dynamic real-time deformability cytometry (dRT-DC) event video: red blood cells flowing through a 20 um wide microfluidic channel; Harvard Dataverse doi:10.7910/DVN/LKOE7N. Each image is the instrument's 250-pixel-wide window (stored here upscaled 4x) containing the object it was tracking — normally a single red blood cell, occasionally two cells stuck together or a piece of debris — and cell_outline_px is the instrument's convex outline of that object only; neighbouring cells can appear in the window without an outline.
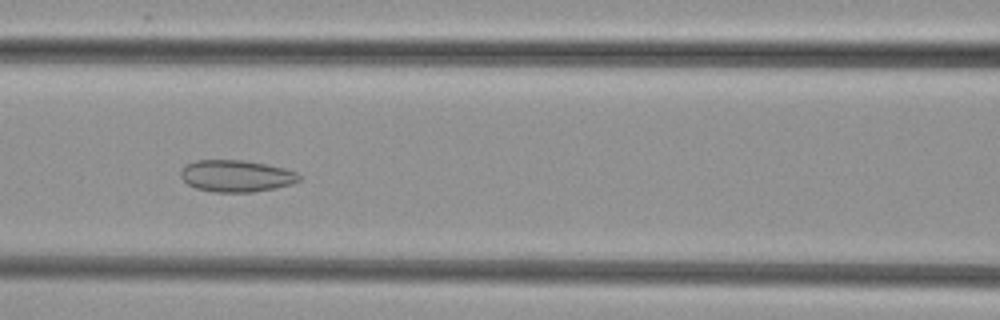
{"species": "common noctule bat (a hibernating species)", "species_latin": "Nyctalus noctula", "temperature_condition": "cold", "stored_images_in_passage": 48, "camera_frame_rate_fps": 3000, "um_per_image_px": 0.085, "animal": {"sex": "female", "body_mass_g": 29.2, "forearm_length_mm": 56.3}, "frame": {"image": 1, "passage_image": 22, "time_ms": 7.0, "image_size_px": [1000, 320], "cell_outline_px": [[300, 180], [292, 184], [276, 188], [252, 192], [216, 192], [196, 188], [188, 184], [180, 176], [180, 172], [188, 164], [196, 160], [244, 160], [284, 168], [296, 172], [300, 176]], "centroid_in_image_um": [20.1, 14.96], "position_along_channel_um": 146.5, "area_um2": 21.79}}
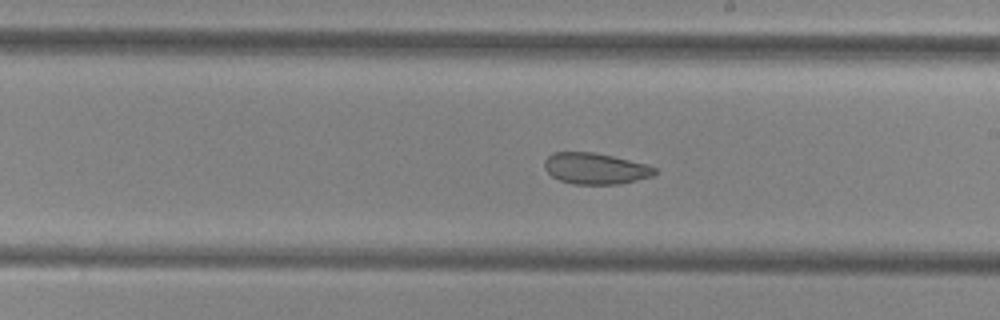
{"frame": {"image": 2, "passage_image": 29, "time_ms": 9.333, "image_size_px": [1000, 320], "cell_outline_px": [[656, 172], [652, 176], [620, 184], [572, 184], [560, 180], [552, 176], [544, 168], [544, 160], [552, 152], [596, 152], [648, 164], [656, 168]], "centroid_in_image_um": [50.6, 14.31], "position_along_channel_um": 238.4, "area_um2": 20.17}}
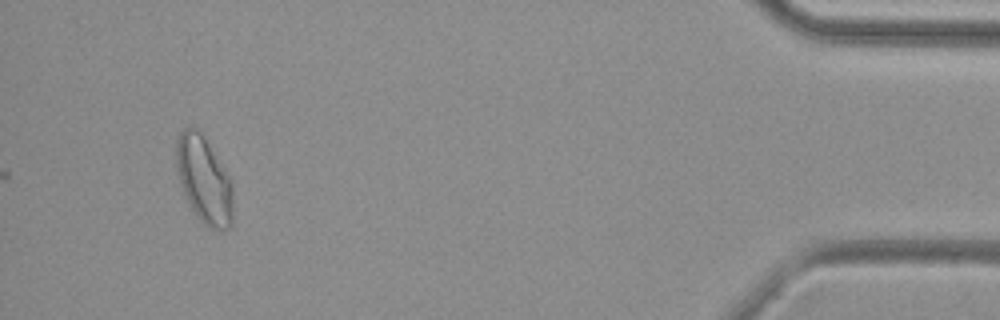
{"frame": {"image": 3, "passage_image": 48, "time_ms": 15.667, "image_size_px": [1000, 320], "cell_outline_px": [[232, 228], [224, 232], [208, 228], [196, 216], [188, 204], [180, 184], [176, 168], [176, 140], [180, 132], [188, 124], [192, 124], [200, 132], [232, 180]], "centroid_in_image_um": [17.33, 15.33], "position_along_channel_um": 417.9, "area_um2": 29.19}}